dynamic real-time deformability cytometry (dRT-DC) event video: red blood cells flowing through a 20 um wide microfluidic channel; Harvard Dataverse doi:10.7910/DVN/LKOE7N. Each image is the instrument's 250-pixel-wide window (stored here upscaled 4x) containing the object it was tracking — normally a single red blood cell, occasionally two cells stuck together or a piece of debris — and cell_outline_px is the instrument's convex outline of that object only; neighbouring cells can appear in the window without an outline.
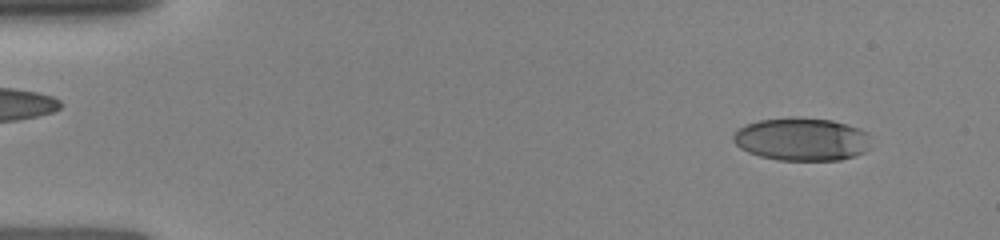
{"species": "human", "species_latin": "Homo sapiens", "temperature_condition": "room temperature", "stored_images_in_passage": 18, "camera_frame_rate_fps": 3000, "um_per_image_px": 0.085, "donor": {"sex": "female"}, "frame": {"image": 1, "passage_image": 4, "time_ms": 1.0, "image_size_px": [1000, 240], "cell_outline_px": [[868, 148], [864, 152], [840, 160], [780, 160], [760, 156], [748, 152], [740, 148], [732, 140], [732, 136], [740, 128], [748, 124], [760, 120], [788, 116], [796, 116], [832, 120], [868, 132]], "centroid_in_image_um": [68.12, 11.82], "position_along_channel_um": 16.9, "area_um2": 34.39}}
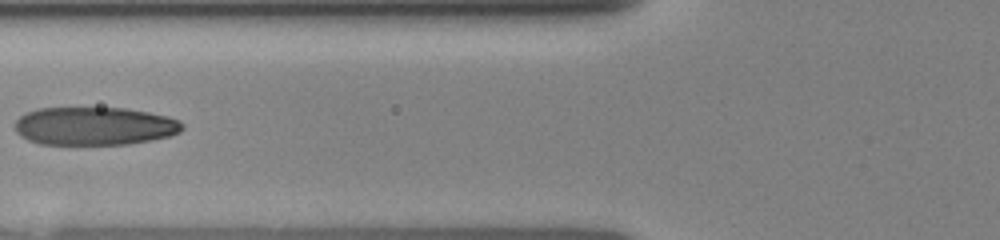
{"frame": {"image": 2, "passage_image": 16, "time_ms": 6.0, "image_size_px": [1000, 240], "cell_outline_px": [[184, 128], [180, 132], [168, 136], [152, 140], [128, 144], [40, 144], [28, 140], [20, 136], [16, 132], [16, 120], [24, 112], [36, 108], [124, 108], [148, 112], [168, 116], [180, 120], [184, 124]], "centroid_in_image_um": [8.03, 10.71], "position_along_channel_um": 117.8, "area_um2": 37.45}}
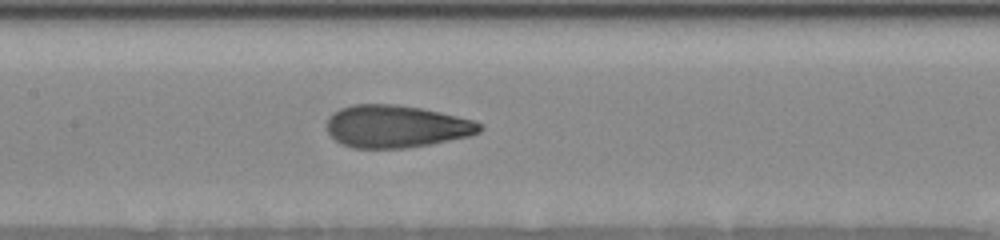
{"frame": {"image": 3, "passage_image": 18, "time_ms": 7.333, "image_size_px": [1000, 240], "cell_outline_px": [[484, 128], [480, 132], [468, 136], [428, 144], [404, 148], [352, 148], [340, 144], [328, 132], [328, 116], [332, 112], [340, 108], [352, 104], [396, 104], [420, 108], [440, 112], [476, 120], [484, 124]], "centroid_in_image_um": [33.68, 10.73], "position_along_channel_um": 173.7, "area_um2": 37.97}}